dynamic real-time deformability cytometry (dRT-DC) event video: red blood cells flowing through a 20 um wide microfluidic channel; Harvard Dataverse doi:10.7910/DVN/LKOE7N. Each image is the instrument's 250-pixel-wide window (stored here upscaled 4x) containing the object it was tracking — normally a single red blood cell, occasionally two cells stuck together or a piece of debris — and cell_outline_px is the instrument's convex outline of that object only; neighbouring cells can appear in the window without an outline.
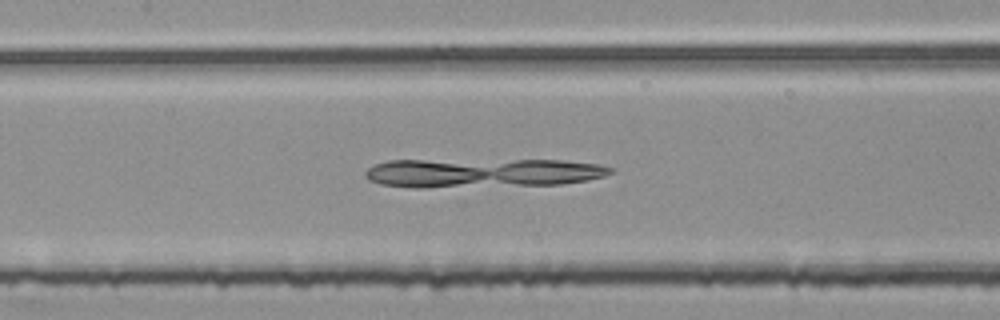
{"species": "common noctule bat (a hibernating species)", "species_latin": "Nyctalus noctula", "temperature_condition": "room temperature", "stored_images_in_passage": 38, "camera_frame_rate_fps": 3000, "um_per_image_px": 0.085, "animal": {"sex": "female", "body_mass_g": 25.1}, "frame": {"image": 1, "passage_image": 10, "time_ms": 3.0, "image_size_px": [1000, 320], "cell_outline_px": [[612, 172], [604, 176], [588, 180], [560, 184], [428, 188], [412, 188], [380, 184], [368, 180], [364, 176], [364, 172], [372, 164], [388, 160], [564, 160], [600, 164], [612, 168]], "centroid_in_image_um": [40.92, 14.69], "position_along_channel_um": 166.5, "area_um2": 42.08}}
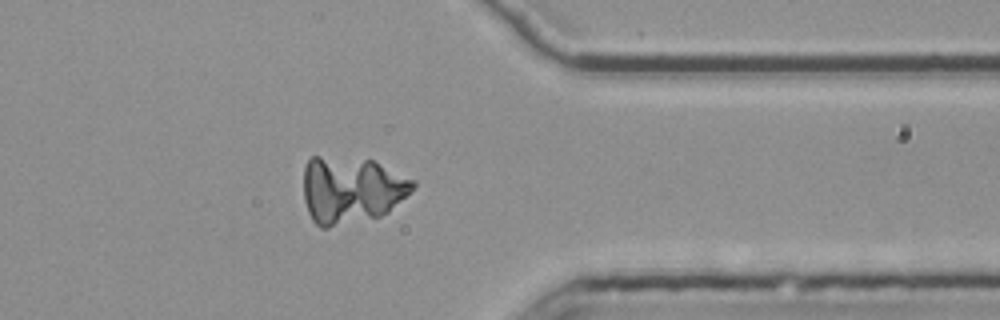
{"frame": {"image": 2, "passage_image": 28, "time_ms": 9.0, "image_size_px": [1000, 320], "cell_outline_px": [[416, 184], [388, 212], [380, 216], [328, 228], [320, 228], [312, 220], [308, 212], [304, 200], [304, 168], [308, 160], [312, 156], [320, 156], [372, 160], [416, 180]], "centroid_in_image_um": [29.83, 16.14], "position_along_channel_um": 381.6, "area_um2": 42.43}}
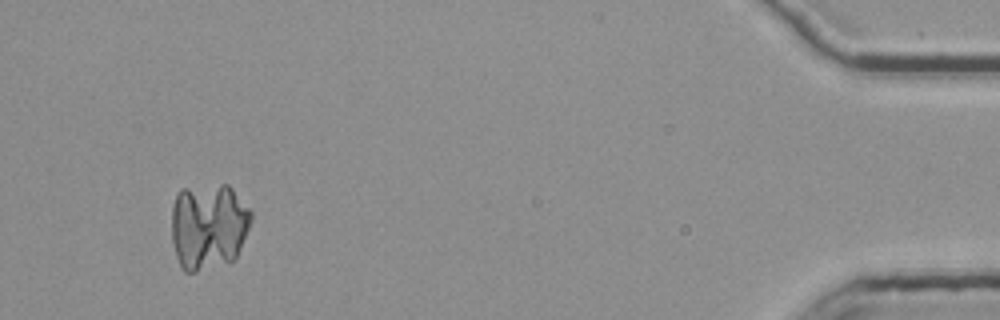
{"frame": {"image": 3, "passage_image": 36, "time_ms": 11.667, "image_size_px": [1000, 320], "cell_outline_px": [[252, 220], [236, 260], [196, 272], [184, 272], [180, 268], [176, 256], [172, 240], [172, 204], [176, 192], [180, 188], [220, 184], [228, 184], [232, 188], [252, 212]], "centroid_in_image_um": [17.71, 19.23], "position_along_channel_um": 417.5, "area_um2": 40.86}}